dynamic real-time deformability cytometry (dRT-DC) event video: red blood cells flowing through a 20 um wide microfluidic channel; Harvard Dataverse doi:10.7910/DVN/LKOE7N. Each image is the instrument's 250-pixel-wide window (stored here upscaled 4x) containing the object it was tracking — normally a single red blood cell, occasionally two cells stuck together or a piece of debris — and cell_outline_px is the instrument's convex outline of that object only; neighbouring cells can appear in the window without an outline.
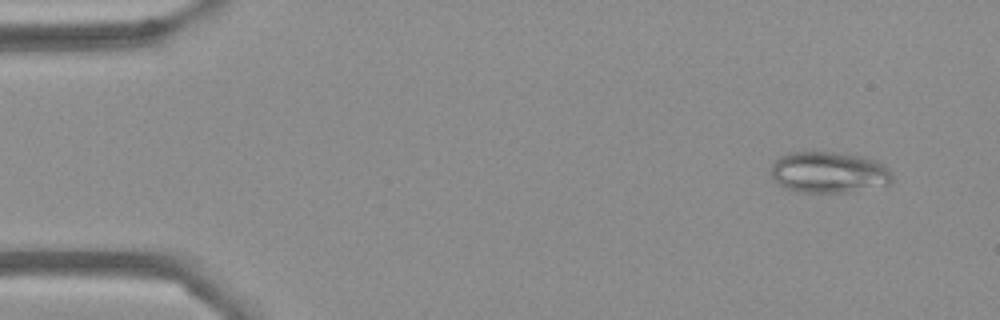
{"species": "Egyptian fruit bat (a non-hibernating species)", "species_latin": "Rousettus aegyptiacus", "temperature_condition": "cold", "stored_images_in_passage": 54, "camera_frame_rate_fps": 3000, "um_per_image_px": 0.085, "frame": {"image": 1, "passage_image": 4, "time_ms": 1.0, "image_size_px": [1000, 320], "cell_outline_px": [[892, 180], [888, 184], [848, 192], [796, 192], [784, 188], [772, 176], [772, 164], [780, 156], [788, 152], [832, 152], [864, 156], [876, 160], [884, 164], [892, 172]], "centroid_in_image_um": [70.46, 14.64], "position_along_channel_um": 14.5, "area_um2": 29.13}}
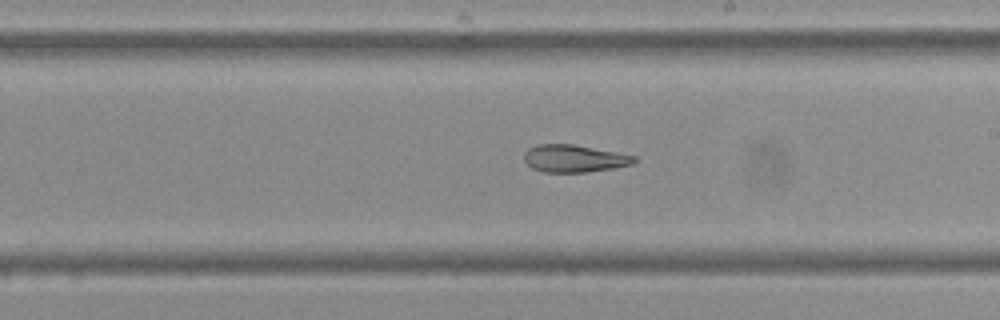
{"frame": {"image": 2, "passage_image": 31, "time_ms": 10.0, "image_size_px": [1000, 320], "cell_outline_px": [[636, 164], [588, 172], [544, 172], [532, 168], [524, 160], [524, 152], [528, 148], [540, 144], [572, 144], [616, 152], [636, 156]], "centroid_in_image_um": [48.81, 13.47], "position_along_channel_um": 240.2, "area_um2": 17.57}}
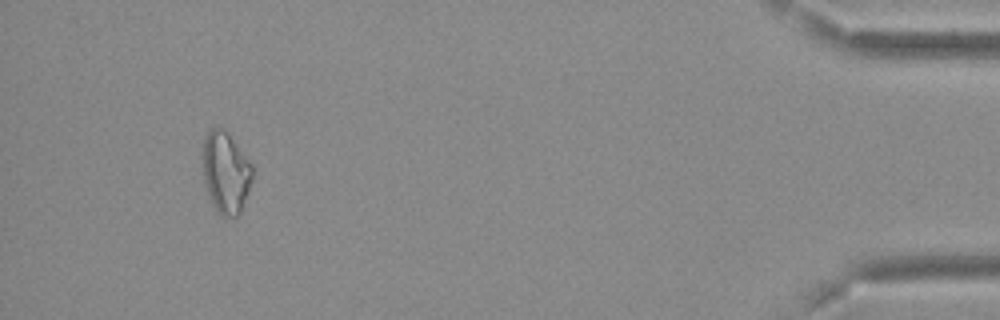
{"frame": {"image": 3, "passage_image": 51, "time_ms": 16.667, "image_size_px": [1000, 320], "cell_outline_px": [[252, 180], [248, 192], [240, 212], [236, 216], [220, 216], [212, 204], [208, 196], [204, 184], [200, 156], [204, 136], [212, 128], [224, 128], [228, 132], [252, 164]], "centroid_in_image_um": [19.14, 14.63], "position_along_channel_um": 416.1, "area_um2": 24.16}}